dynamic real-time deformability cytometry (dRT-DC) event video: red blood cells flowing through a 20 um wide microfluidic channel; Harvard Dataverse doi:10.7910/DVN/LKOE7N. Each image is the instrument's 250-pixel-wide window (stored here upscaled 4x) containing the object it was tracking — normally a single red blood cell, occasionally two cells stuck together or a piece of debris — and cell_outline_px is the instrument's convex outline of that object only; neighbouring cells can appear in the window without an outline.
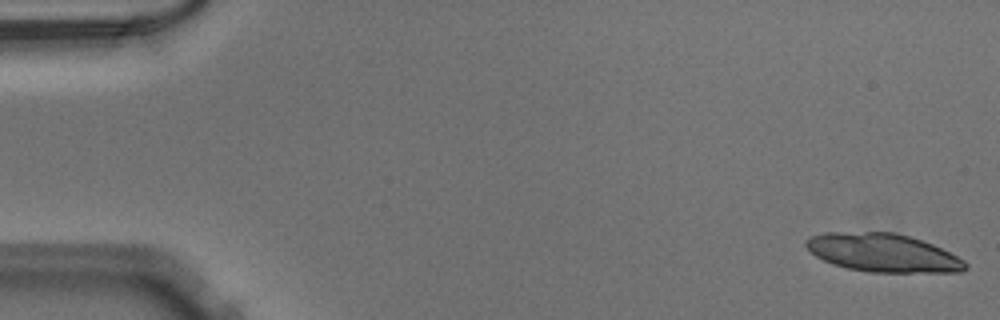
{"species": "Egyptian fruit bat (a non-hibernating species)", "species_latin": "Rousettus aegyptiacus", "temperature_condition": "warm", "stored_images_in_passage": 21, "camera_frame_rate_fps": 3000, "um_per_image_px": 0.085, "animal": {"sex": "male"}, "frame": {"image": 1, "passage_image": 1, "time_ms": 0.0, "image_size_px": [1000, 320], "cell_outline_px": [[968, 268], [960, 272], [868, 272], [848, 268], [832, 264], [816, 256], [804, 244], [804, 240], [808, 236], [824, 232], [892, 232], [908, 236], [932, 244], [964, 260], [968, 264]], "centroid_in_image_um": [75.01, 21.48], "position_along_channel_um": 10.0, "area_um2": 35.49}}
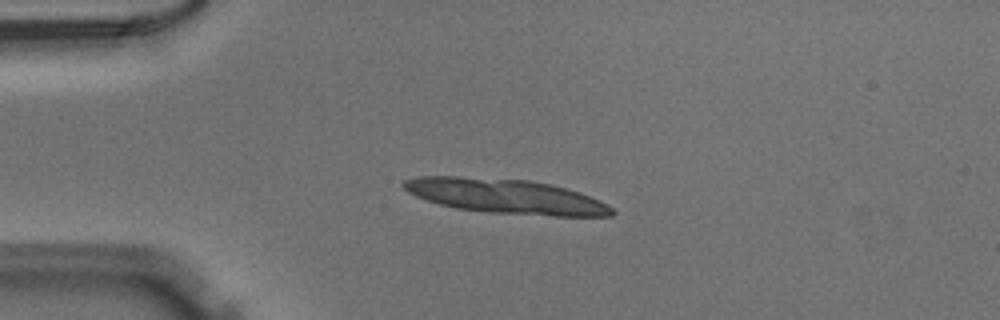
{"frame": {"image": 2, "passage_image": 12, "time_ms": 3.667, "image_size_px": [1000, 320], "cell_outline_px": [[616, 212], [612, 216], [552, 216], [488, 212], [456, 208], [440, 204], [416, 196], [408, 192], [400, 184], [404, 180], [420, 176], [456, 176], [528, 180], [568, 188], [580, 192], [600, 200], [608, 204]], "centroid_in_image_um": [43.02, 16.68], "position_along_channel_um": 42.0, "area_um2": 42.02}}